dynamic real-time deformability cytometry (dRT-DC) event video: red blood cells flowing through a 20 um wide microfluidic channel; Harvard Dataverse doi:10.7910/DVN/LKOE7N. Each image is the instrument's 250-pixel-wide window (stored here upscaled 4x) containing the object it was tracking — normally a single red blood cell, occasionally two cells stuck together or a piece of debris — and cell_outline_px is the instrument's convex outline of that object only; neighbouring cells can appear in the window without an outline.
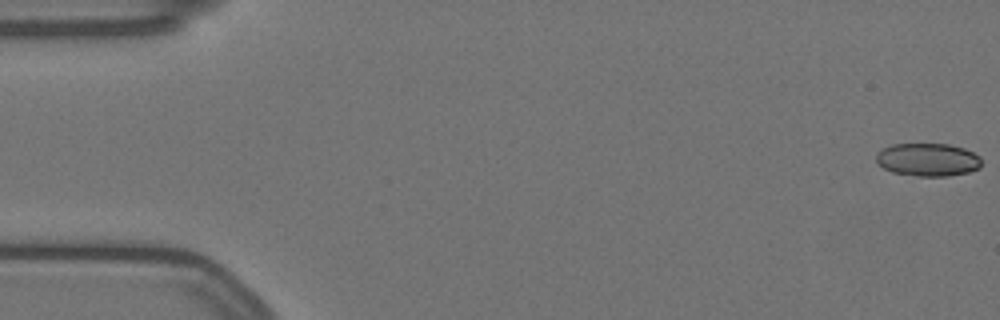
{"species": "Egyptian fruit bat (a non-hibernating species)", "species_latin": "Rousettus aegyptiacus", "temperature_condition": "warm", "stored_images_in_passage": 10, "camera_frame_rate_fps": 3000, "um_per_image_px": 0.085, "animal": {"sex": "female"}, "frame": {"image": 1, "passage_image": 1, "time_ms": 0.0, "image_size_px": [1000, 320], "cell_outline_px": [[980, 168], [968, 172], [948, 176], [916, 176], [892, 172], [876, 164], [876, 156], [884, 148], [892, 144], [948, 144], [964, 148], [980, 156]], "centroid_in_image_um": [78.86, 13.58], "position_along_channel_um": 6.1, "area_um2": 20.23}}